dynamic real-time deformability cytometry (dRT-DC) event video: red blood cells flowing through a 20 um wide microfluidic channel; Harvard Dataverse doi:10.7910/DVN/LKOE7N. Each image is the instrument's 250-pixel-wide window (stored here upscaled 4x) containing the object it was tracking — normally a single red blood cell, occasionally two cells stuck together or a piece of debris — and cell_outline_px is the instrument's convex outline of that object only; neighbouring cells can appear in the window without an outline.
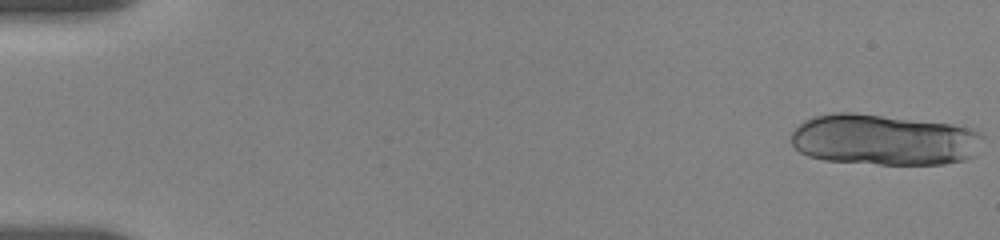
{"species": "human", "species_latin": "Homo sapiens", "temperature_condition": "room temperature", "stored_images_in_passage": 16, "camera_frame_rate_fps": 3000, "um_per_image_px": 0.085, "donor": {"sex": "female"}, "frame": {"image": 1, "passage_image": 1, "time_ms": 0.0, "image_size_px": [1000, 240], "cell_outline_px": [[984, 136], [976, 156], [964, 160], [944, 164], [880, 164], [824, 160], [808, 156], [800, 152], [792, 144], [792, 132], [804, 120], [812, 116], [836, 112], [852, 112], [952, 124], [972, 128], [980, 132]], "centroid_in_image_um": [75.17, 11.88], "position_along_channel_um": 9.8, "area_um2": 57.34}}
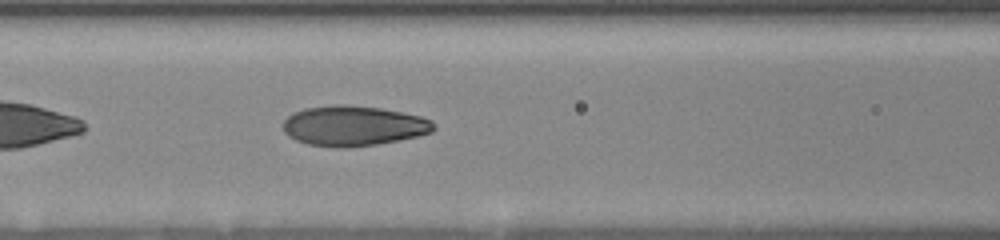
{"frame": {"image": 2, "passage_image": 16, "time_ms": 8.0, "image_size_px": [1000, 240], "cell_outline_px": [[436, 128], [432, 132], [400, 140], [376, 144], [348, 148], [336, 148], [308, 144], [296, 140], [288, 136], [284, 132], [284, 120], [292, 112], [304, 108], [336, 104], [348, 104], [380, 108], [420, 116], [432, 120]], "centroid_in_image_um": [30.03, 10.69], "position_along_channel_um": 136.6, "area_um2": 35.43}}